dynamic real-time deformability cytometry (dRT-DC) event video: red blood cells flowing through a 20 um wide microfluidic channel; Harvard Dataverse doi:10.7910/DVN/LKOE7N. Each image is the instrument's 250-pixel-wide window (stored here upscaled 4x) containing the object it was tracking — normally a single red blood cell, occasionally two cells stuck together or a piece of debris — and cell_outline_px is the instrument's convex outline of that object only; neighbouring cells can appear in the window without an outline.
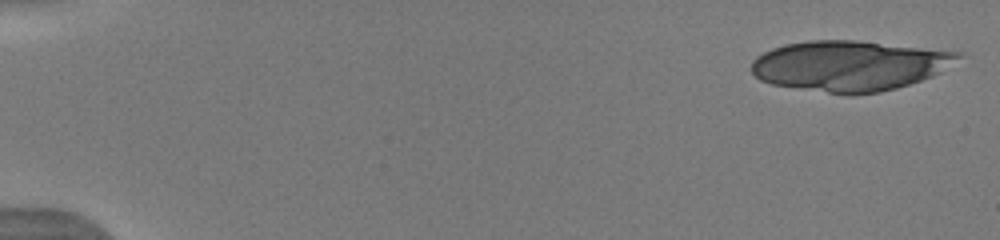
{"species": "human", "species_latin": "Homo sapiens", "temperature_condition": "warm", "stored_images_in_passage": 17, "camera_frame_rate_fps": 3000, "um_per_image_px": 0.085, "donor": {"sex": "male"}, "frame": {"image": 1, "passage_image": 1, "time_ms": 0.0, "image_size_px": [1000, 240], "cell_outline_px": [[964, 56], [940, 72], [932, 76], [896, 88], [880, 92], [852, 96], [848, 96], [772, 84], [760, 80], [752, 72], [752, 60], [756, 56], [772, 48], [784, 44], [808, 40], [856, 40], [964, 52]], "centroid_in_image_um": [72.22, 5.59], "position_along_channel_um": 12.8, "area_um2": 61.09}}